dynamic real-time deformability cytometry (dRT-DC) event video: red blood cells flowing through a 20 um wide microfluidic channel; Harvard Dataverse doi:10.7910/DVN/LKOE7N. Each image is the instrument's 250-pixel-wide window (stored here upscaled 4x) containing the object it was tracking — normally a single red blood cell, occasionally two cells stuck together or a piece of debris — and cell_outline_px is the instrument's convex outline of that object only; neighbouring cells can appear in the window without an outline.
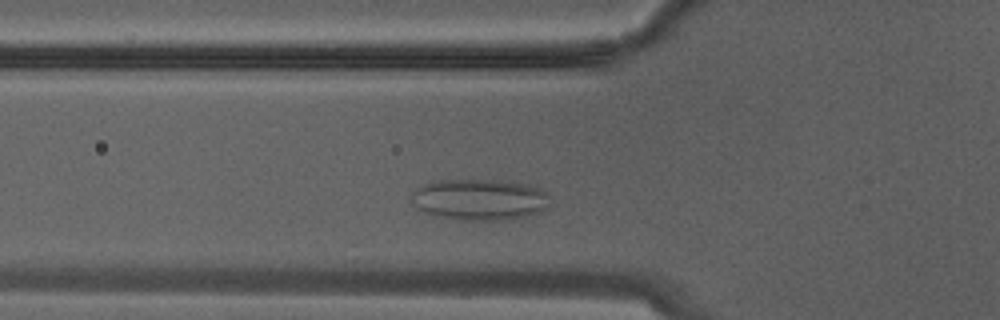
{"species": "Egyptian fruit bat (a non-hibernating species)", "species_latin": "Rousettus aegyptiacus", "temperature_condition": "warm", "stored_images_in_passage": 12, "camera_frame_rate_fps": 3000, "um_per_image_px": 0.085, "animal": {"sex": "male"}, "frame": {"image": 1, "passage_image": 4, "time_ms": 1.0, "image_size_px": [1000, 320], "cell_outline_px": [[548, 208], [540, 212], [524, 216], [504, 220], [460, 220], [432, 216], [416, 208], [412, 196], [412, 192], [416, 188], [424, 184], [440, 180], [508, 180], [528, 184], [540, 188], [548, 192]], "centroid_in_image_um": [40.78, 16.96], "position_along_channel_um": 85.0, "area_um2": 33.64}}
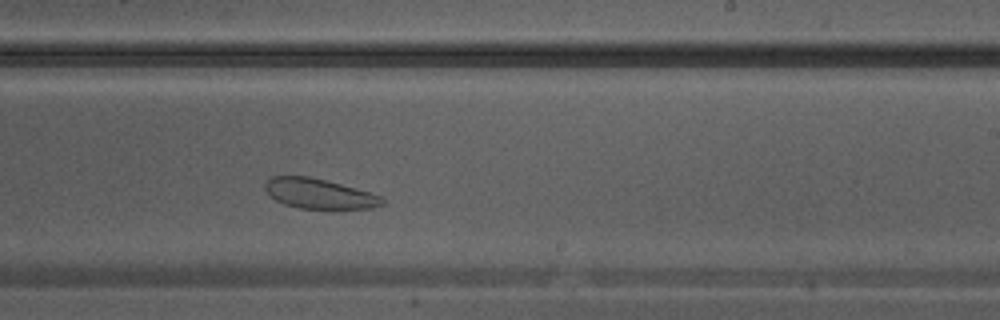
{"frame": {"image": 2, "passage_image": 12, "time_ms": 3.667, "image_size_px": [1000, 320], "cell_outline_px": [[384, 204], [372, 208], [332, 212], [300, 208], [284, 204], [268, 196], [264, 188], [264, 184], [272, 176], [308, 176], [356, 188], [380, 196], [384, 200]], "centroid_in_image_um": [27.14, 16.52], "position_along_channel_um": 261.9, "area_um2": 21.27}}